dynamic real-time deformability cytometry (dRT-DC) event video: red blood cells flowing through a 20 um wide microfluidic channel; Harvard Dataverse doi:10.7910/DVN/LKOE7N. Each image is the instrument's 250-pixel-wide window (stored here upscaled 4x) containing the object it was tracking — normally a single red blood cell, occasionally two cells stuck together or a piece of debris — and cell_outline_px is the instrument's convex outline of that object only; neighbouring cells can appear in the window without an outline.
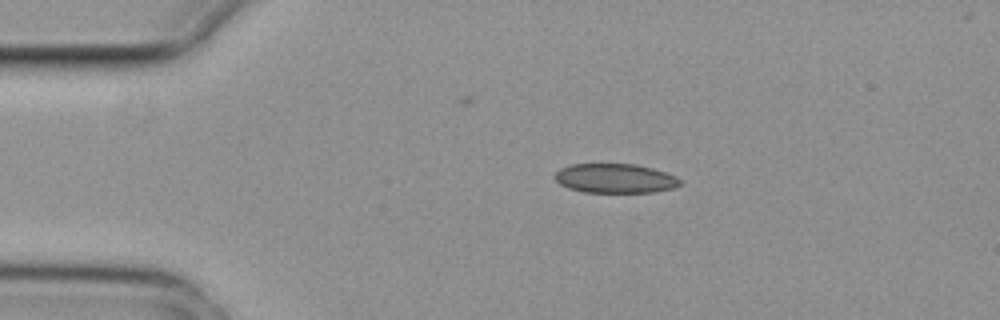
{"species": "common noctule bat (a hibernating species)", "species_latin": "Nyctalus noctula", "temperature_condition": "cold", "stored_images_in_passage": 5, "camera_frame_rate_fps": 3000, "um_per_image_px": 0.085, "animal": {"sex": "female", "body_mass_g": 29.2, "forearm_length_mm": 56.3}, "frame": {"image": 1, "passage_image": 2, "time_ms": 0.333, "image_size_px": [1000, 320], "cell_outline_px": [[684, 184], [672, 188], [656, 192], [584, 192], [568, 188], [560, 184], [552, 176], [560, 168], [572, 164], [636, 164], [652, 168], [676, 176], [684, 180]], "centroid_in_image_um": [52.31, 15.16], "position_along_channel_um": 32.7, "area_um2": 21.62}}
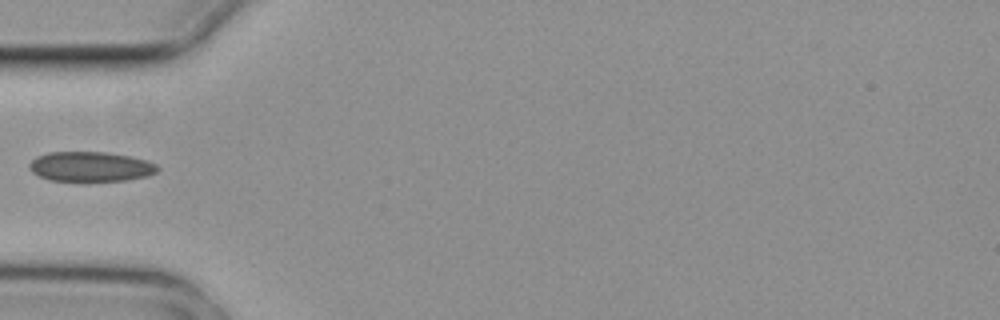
{"frame": {"image": 2, "passage_image": 4, "time_ms": 1.0, "image_size_px": [1000, 320], "cell_outline_px": [[160, 168], [156, 172], [148, 176], [128, 180], [88, 184], [48, 180], [32, 172], [28, 168], [28, 164], [36, 156], [48, 152], [104, 152], [128, 156], [144, 160], [156, 164]], "centroid_in_image_um": [7.66, 14.22], "position_along_channel_um": 77.3, "area_um2": 23.24}}
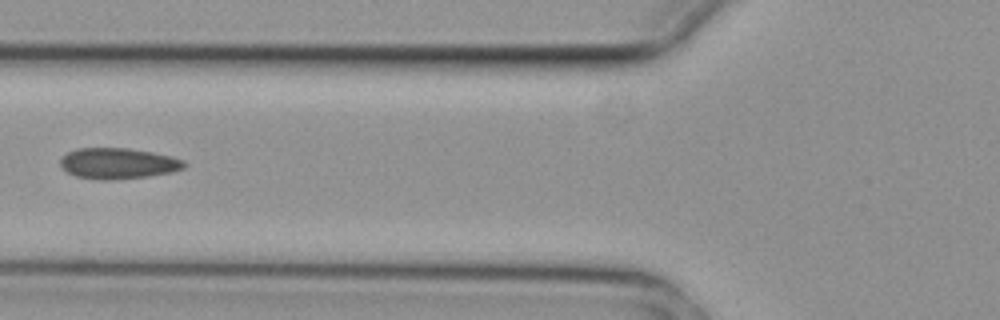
{"frame": {"image": 3, "passage_image": 5, "time_ms": 1.333, "image_size_px": [1000, 320], "cell_outline_px": [[188, 164], [184, 168], [172, 172], [148, 176], [112, 180], [100, 180], [76, 176], [68, 172], [60, 164], [60, 160], [68, 152], [76, 148], [128, 148], [152, 152], [172, 156], [184, 160]], "centroid_in_image_um": [10.07, 13.89], "position_along_channel_um": 115.7, "area_um2": 22.31}}